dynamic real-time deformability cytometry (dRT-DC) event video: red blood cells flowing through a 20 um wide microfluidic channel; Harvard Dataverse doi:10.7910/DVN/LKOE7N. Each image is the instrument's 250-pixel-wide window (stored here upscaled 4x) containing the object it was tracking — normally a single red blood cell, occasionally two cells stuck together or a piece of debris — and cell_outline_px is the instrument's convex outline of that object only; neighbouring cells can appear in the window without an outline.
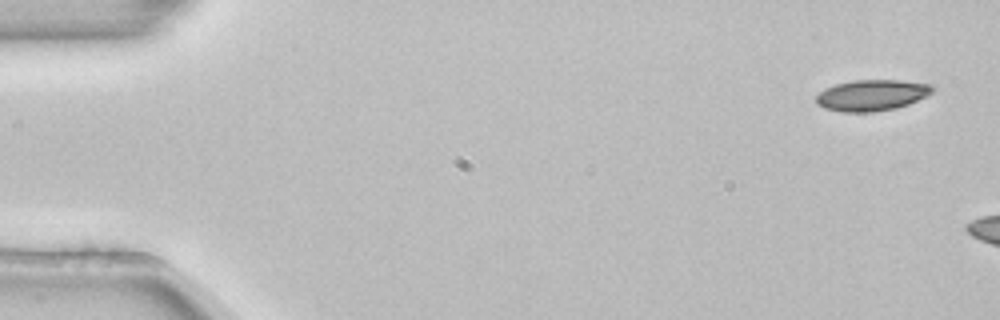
{"species": "common noctule bat (a hibernating species)", "species_latin": "Nyctalus noctula", "temperature_condition": "room temperature", "stored_images_in_passage": 3, "camera_frame_rate_fps": 3000, "um_per_image_px": 0.085, "animal": {"sex": "female", "body_mass_g": 22.7, "forearm_length_mm": 54.2}, "frame": {"image": 1, "passage_image": 1, "time_ms": 0.0, "image_size_px": [1000, 320], "cell_outline_px": [[936, 88], [932, 92], [908, 104], [896, 108], [872, 112], [840, 112], [824, 108], [816, 104], [816, 96], [824, 88], [836, 84], [856, 80], [900, 80], [932, 84]], "centroid_in_image_um": [74.08, 8.09], "position_along_channel_um": 10.9, "area_um2": 21.1}}